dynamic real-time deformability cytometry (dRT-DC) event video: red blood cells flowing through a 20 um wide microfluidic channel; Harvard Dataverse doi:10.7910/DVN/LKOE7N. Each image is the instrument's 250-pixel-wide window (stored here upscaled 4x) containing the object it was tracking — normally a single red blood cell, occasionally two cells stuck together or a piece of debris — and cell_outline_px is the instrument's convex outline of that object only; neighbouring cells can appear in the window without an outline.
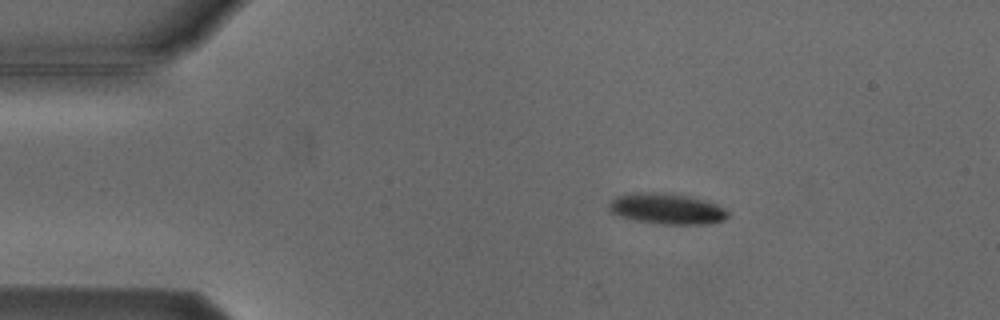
{"species": "Egyptian fruit bat (a non-hibernating species)", "species_latin": "Rousettus aegyptiacus", "temperature_condition": "cold", "stored_images_in_passage": 4, "camera_frame_rate_fps": 3000, "um_per_image_px": 0.085, "animal": {"sex": "male"}, "frame": {"image": 1, "passage_image": 1, "time_ms": 0.0, "image_size_px": [1000, 320], "cell_outline_px": [[728, 216], [724, 220], [708, 224], [660, 224], [636, 220], [620, 216], [612, 212], [608, 208], [608, 204], [612, 200], [620, 196], [636, 192], [664, 192], [704, 200], [716, 204], [724, 208], [728, 212]], "centroid_in_image_um": [56.69, 17.75], "position_along_channel_um": 28.3, "area_um2": 21.1}}
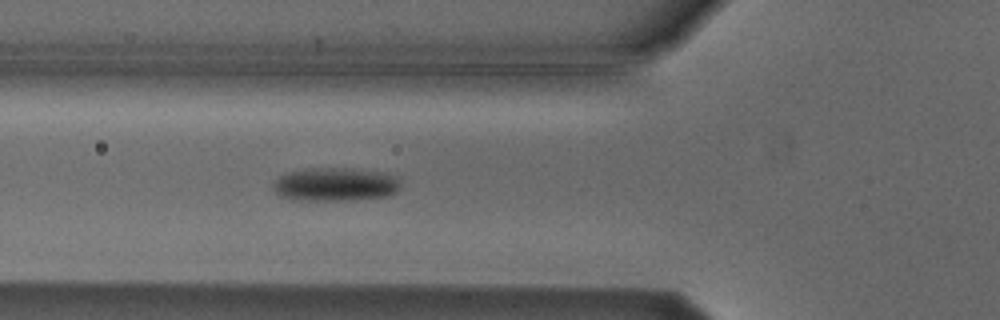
{"frame": {"image": 2, "passage_image": 4, "time_ms": 3.333, "image_size_px": [1000, 320], "cell_outline_px": [[400, 188], [396, 192], [388, 196], [348, 200], [292, 200], [280, 196], [272, 188], [272, 184], [280, 176], [288, 172], [304, 168], [352, 168], [388, 172], [400, 176]], "centroid_in_image_um": [28.55, 15.66], "position_along_channel_um": 97.3, "area_um2": 25.43}}